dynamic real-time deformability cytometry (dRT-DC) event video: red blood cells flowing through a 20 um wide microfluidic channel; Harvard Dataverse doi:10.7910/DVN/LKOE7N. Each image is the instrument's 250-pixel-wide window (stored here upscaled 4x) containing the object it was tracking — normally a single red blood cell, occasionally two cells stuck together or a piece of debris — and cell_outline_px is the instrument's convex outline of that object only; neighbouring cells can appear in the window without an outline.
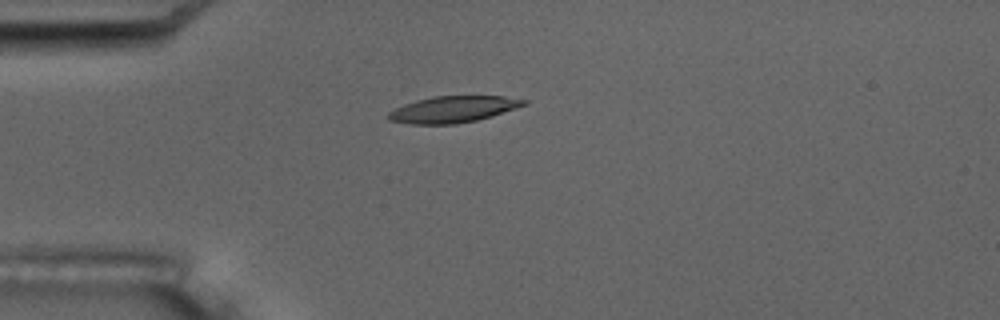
{"species": "common noctule bat (a hibernating species)", "species_latin": "Nyctalus noctula", "temperature_condition": "room temperature", "stored_images_in_passage": 3, "camera_frame_rate_fps": 3000, "um_per_image_px": 0.085, "animal": {"sex": "male", "body_mass_g": 17.5, "forearm_length_mm": 52.3}, "frame": {"image": 1, "passage_image": 2, "time_ms": 1.333, "image_size_px": [1000, 320], "cell_outline_px": [[528, 104], [492, 116], [476, 120], [456, 124], [408, 124], [388, 120], [388, 112], [404, 104], [416, 100], [432, 96], [504, 96], [528, 100]], "centroid_in_image_um": [38.51, 9.29], "position_along_channel_um": 46.5, "area_um2": 20.92}}